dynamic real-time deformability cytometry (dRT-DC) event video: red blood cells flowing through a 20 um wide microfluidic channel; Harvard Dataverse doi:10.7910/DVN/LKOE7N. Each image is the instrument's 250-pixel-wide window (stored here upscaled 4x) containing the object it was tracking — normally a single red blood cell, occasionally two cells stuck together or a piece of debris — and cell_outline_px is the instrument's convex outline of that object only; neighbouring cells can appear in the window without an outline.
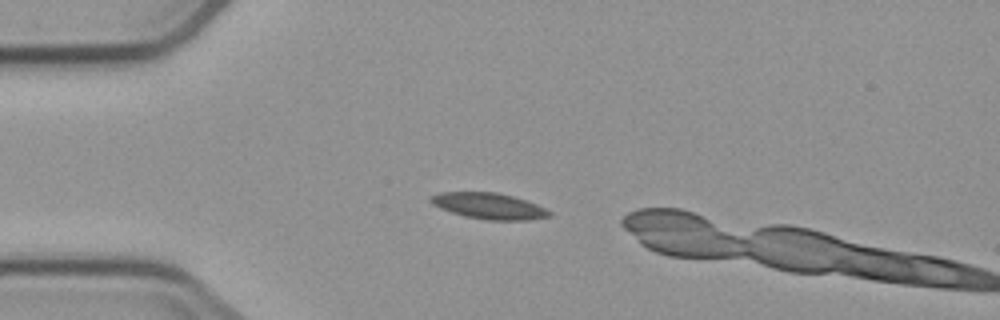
{"species": "common noctule bat (a hibernating species)", "species_latin": "Nyctalus noctula", "temperature_condition": "cold", "stored_images_in_passage": 3, "camera_frame_rate_fps": 3000, "um_per_image_px": 0.085, "animal": {"sex": "male", "body_mass_g": 23.1, "forearm_length_mm": 52.7}, "frame": {"image": 1, "passage_image": 2, "time_ms": 1.333, "image_size_px": [1000, 320], "cell_outline_px": [[552, 216], [528, 220], [488, 220], [464, 216], [440, 208], [432, 204], [428, 200], [428, 196], [440, 192], [496, 192], [528, 200], [552, 212]], "centroid_in_image_um": [41.54, 17.5], "position_along_channel_um": 43.5, "area_um2": 18.15}}